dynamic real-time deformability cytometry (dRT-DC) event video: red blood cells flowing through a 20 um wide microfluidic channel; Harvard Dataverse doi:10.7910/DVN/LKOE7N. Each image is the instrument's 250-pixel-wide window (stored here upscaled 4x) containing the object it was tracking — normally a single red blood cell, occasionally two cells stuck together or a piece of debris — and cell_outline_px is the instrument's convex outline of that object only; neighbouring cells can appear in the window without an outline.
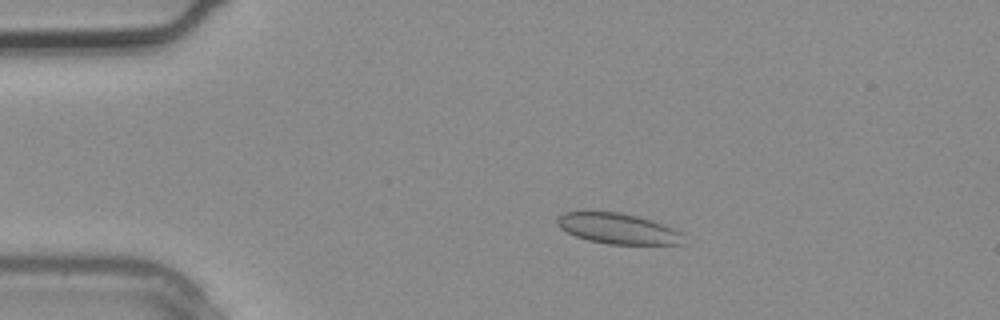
{"species": "common noctule bat (a hibernating species)", "species_latin": "Nyctalus noctula", "temperature_condition": "warm", "stored_images_in_passage": 2, "camera_frame_rate_fps": 3000, "um_per_image_px": 0.085, "animal": {"sex": "male", "body_mass_g": 20.4}, "frame": {"image": 1, "passage_image": 1, "time_ms": 0.0, "image_size_px": [1000, 320], "cell_outline_px": [[684, 244], [608, 244], [588, 240], [576, 236], [560, 228], [556, 224], [556, 216], [564, 212], [620, 212], [652, 220], [676, 228], [680, 232]], "centroid_in_image_um": [52.51, 19.43], "position_along_channel_um": 32.5, "area_um2": 22.48}}
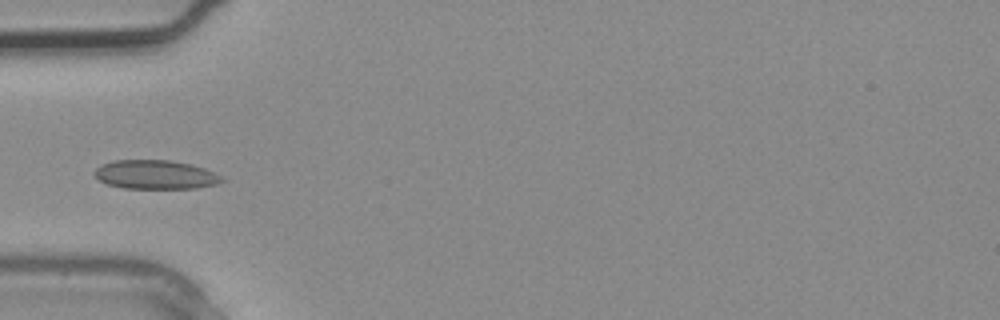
{"frame": {"image": 2, "passage_image": 2, "time_ms": 0.333, "image_size_px": [1000, 320], "cell_outline_px": [[224, 180], [216, 184], [196, 188], [124, 188], [108, 184], [100, 180], [92, 172], [96, 168], [112, 160], [172, 160], [204, 168], [220, 176]], "centroid_in_image_um": [13.18, 14.84], "position_along_channel_um": 71.8, "area_um2": 21.21}}